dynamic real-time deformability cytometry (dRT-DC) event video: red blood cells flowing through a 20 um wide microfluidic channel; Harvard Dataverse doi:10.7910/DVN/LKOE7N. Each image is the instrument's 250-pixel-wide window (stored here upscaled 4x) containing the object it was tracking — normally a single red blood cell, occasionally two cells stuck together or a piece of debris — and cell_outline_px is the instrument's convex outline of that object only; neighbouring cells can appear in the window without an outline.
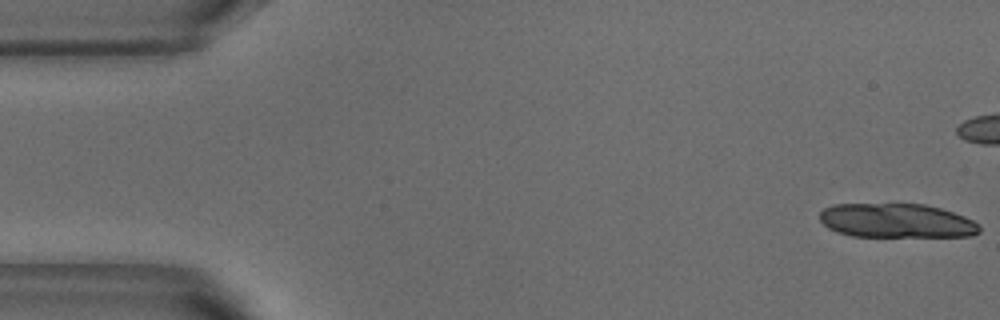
{"species": "common noctule bat (a hibernating species)", "species_latin": "Nyctalus noctula", "temperature_condition": "warm", "stored_images_in_passage": 15, "camera_frame_rate_fps": 3000, "um_per_image_px": 0.085, "animal": {"sex": "male", "body_mass_g": 18.8}, "frame": {"image": 1, "passage_image": 1, "time_ms": 0.0, "image_size_px": [1000, 320], "cell_outline_px": [[980, 232], [972, 236], [852, 236], [836, 232], [828, 228], [820, 220], [820, 212], [824, 208], [832, 204], [924, 204], [940, 208], [964, 216], [980, 224]], "centroid_in_image_um": [76.2, 18.76], "position_along_channel_um": 8.8, "area_um2": 31.85}}